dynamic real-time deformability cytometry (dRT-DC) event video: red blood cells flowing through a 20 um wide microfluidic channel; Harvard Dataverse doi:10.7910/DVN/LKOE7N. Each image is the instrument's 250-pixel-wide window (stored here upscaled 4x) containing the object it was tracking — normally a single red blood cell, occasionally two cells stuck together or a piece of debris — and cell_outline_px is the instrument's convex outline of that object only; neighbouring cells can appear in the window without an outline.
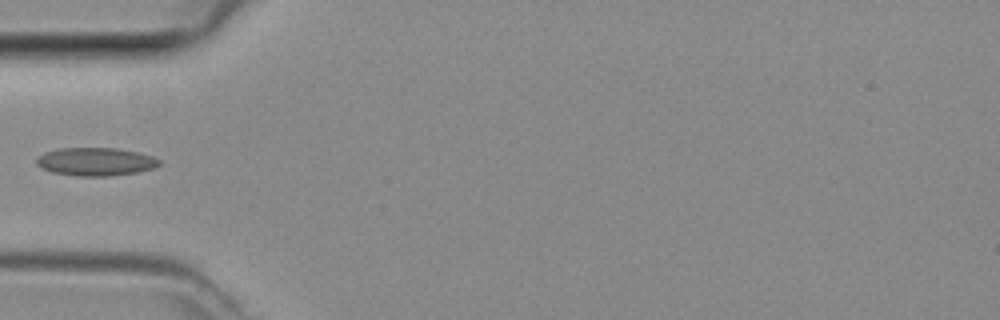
{"species": "common noctule bat (a hibernating species)", "species_latin": "Nyctalus noctula", "temperature_condition": "room temperature", "stored_images_in_passage": 33, "camera_frame_rate_fps": 3000, "um_per_image_px": 0.085, "animal": {"sex": "female", "body_mass_g": 29.2, "forearm_length_mm": 56.3}, "frame": {"image": 1, "passage_image": 1, "time_ms": 0.0, "image_size_px": [1000, 320], "cell_outline_px": [[160, 164], [156, 168], [136, 172], [108, 176], [80, 176], [52, 172], [40, 168], [36, 164], [36, 156], [44, 152], [60, 148], [116, 148], [140, 152], [152, 156], [160, 160]], "centroid_in_image_um": [8.12, 13.73], "position_along_channel_um": 76.9, "area_um2": 20.29}}
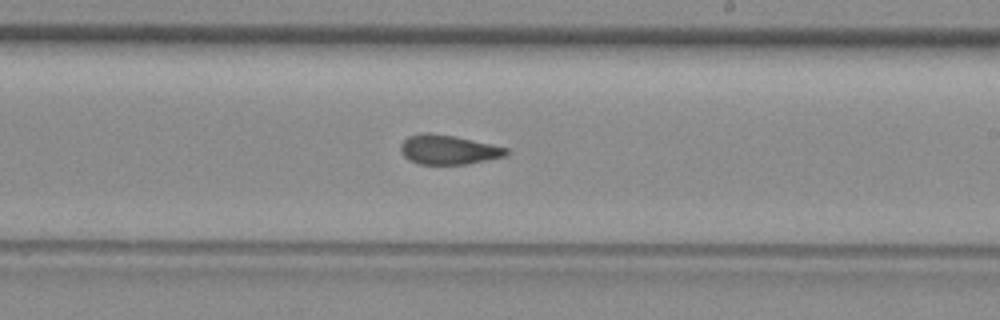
{"frame": {"image": 2, "passage_image": 13, "time_ms": 4.0, "image_size_px": [1000, 320], "cell_outline_px": [[512, 152], [508, 156], [468, 164], [420, 164], [408, 160], [400, 152], [400, 144], [408, 136], [420, 132], [428, 132], [456, 136], [508, 148]], "centroid_in_image_um": [38.13, 12.72], "position_along_channel_um": 250.9, "area_um2": 18.5}}
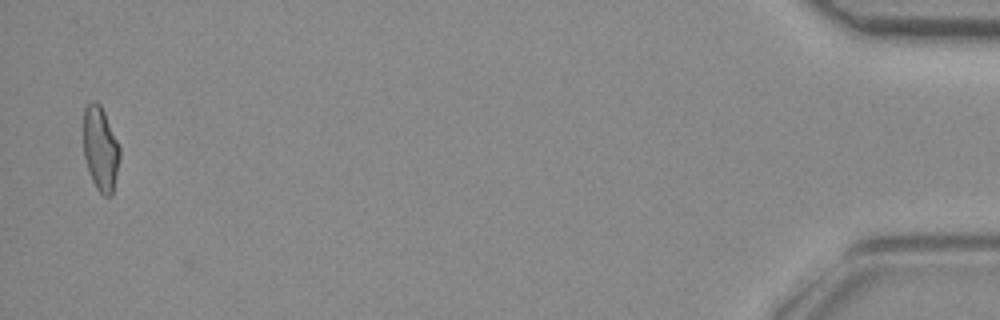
{"frame": {"image": 3, "passage_image": 32, "time_ms": 10.333, "image_size_px": [1000, 320], "cell_outline_px": [[120, 156], [112, 196], [104, 196], [96, 188], [92, 180], [84, 156], [84, 108], [92, 100], [96, 100], [100, 104], [104, 112], [120, 148]], "centroid_in_image_um": [8.54, 12.64], "position_along_channel_um": 426.7, "area_um2": 17.63}}